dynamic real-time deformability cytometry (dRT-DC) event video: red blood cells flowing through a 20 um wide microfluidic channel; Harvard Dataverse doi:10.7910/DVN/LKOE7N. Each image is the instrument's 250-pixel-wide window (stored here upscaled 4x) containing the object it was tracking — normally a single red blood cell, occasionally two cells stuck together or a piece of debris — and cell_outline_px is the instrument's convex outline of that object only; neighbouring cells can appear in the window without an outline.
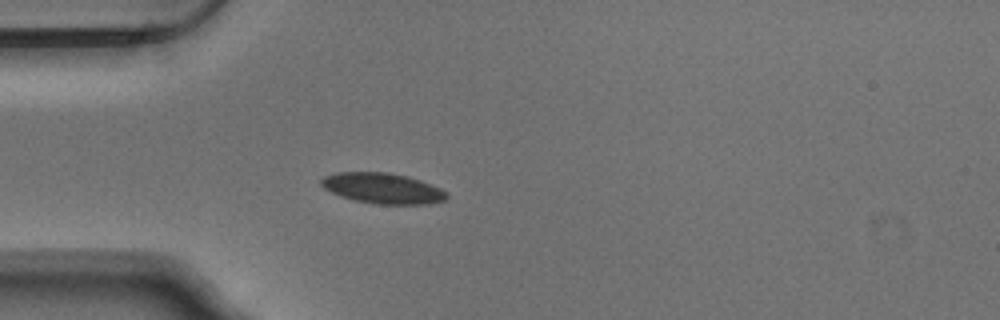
{"species": "Egyptian fruit bat (a non-hibernating species)", "species_latin": "Rousettus aegyptiacus", "temperature_condition": "warm", "stored_images_in_passage": 4, "camera_frame_rate_fps": 3000, "um_per_image_px": 0.085, "animal": {"sex": "male"}, "frame": {"image": 1, "passage_image": 1, "time_ms": 0.0, "image_size_px": [1000, 320], "cell_outline_px": [[448, 196], [444, 200], [428, 204], [376, 204], [352, 200], [340, 196], [324, 188], [320, 184], [320, 180], [324, 176], [336, 172], [388, 172], [408, 176], [420, 180], [440, 188], [448, 192]], "centroid_in_image_um": [32.51, 16.0], "position_along_channel_um": 52.5, "area_um2": 22.48}}